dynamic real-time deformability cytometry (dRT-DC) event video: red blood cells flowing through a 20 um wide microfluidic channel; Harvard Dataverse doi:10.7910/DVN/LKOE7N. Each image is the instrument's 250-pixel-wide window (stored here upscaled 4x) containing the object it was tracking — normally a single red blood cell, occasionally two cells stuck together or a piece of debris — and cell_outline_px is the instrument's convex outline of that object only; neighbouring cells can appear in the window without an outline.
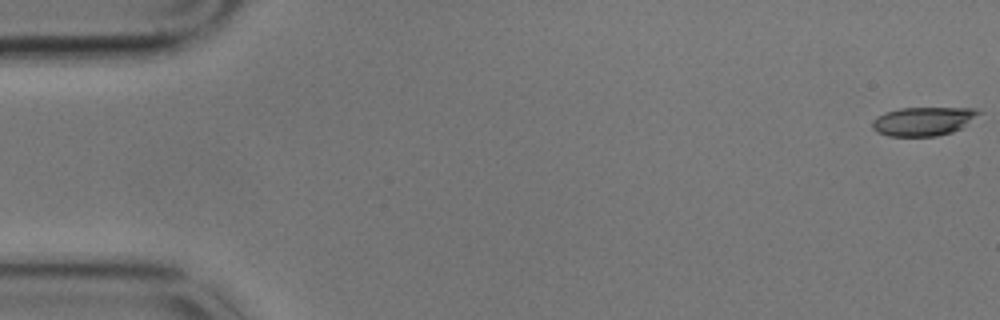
{"species": "common noctule bat (a hibernating species)", "species_latin": "Nyctalus noctula", "temperature_condition": "cold", "stored_images_in_passage": 58, "camera_frame_rate_fps": 3000, "um_per_image_px": 0.085, "animal": {"sex": "male", "body_mass_g": 17.9}, "frame": {"image": 1, "passage_image": 1, "time_ms": 0.0, "image_size_px": [1000, 320], "cell_outline_px": [[984, 112], [960, 128], [952, 132], [936, 136], [888, 136], [876, 132], [872, 128], [872, 120], [876, 116], [884, 112], [900, 108], [976, 108]], "centroid_in_image_um": [78.46, 10.3], "position_along_channel_um": 6.5, "area_um2": 17.98}}
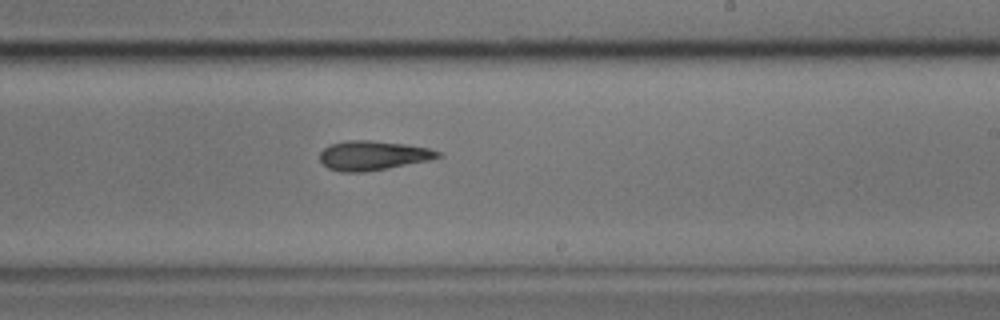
{"frame": {"image": 2, "passage_image": 35, "time_ms": 11.333, "image_size_px": [1000, 320], "cell_outline_px": [[444, 156], [428, 160], [388, 168], [364, 172], [340, 172], [328, 168], [320, 160], [320, 152], [328, 144], [344, 140], [368, 140], [404, 144], [428, 148], [440, 152]], "centroid_in_image_um": [31.66, 13.21], "position_along_channel_um": 257.3, "area_um2": 20.23}}
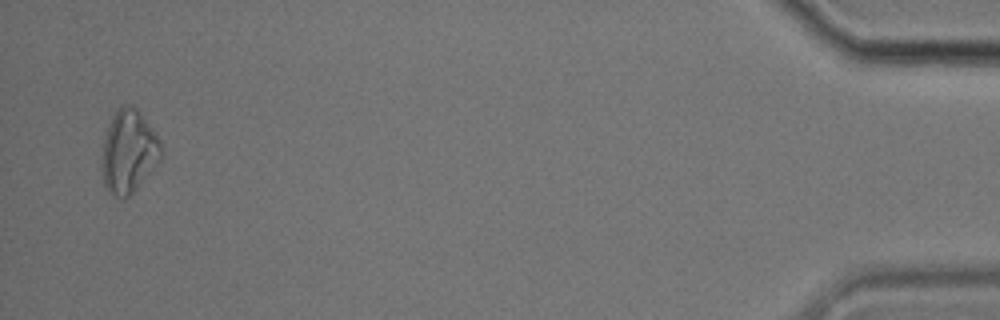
{"frame": {"image": 3, "passage_image": 57, "time_ms": 18.667, "image_size_px": [1000, 320], "cell_outline_px": [[160, 160], [136, 188], [128, 196], [116, 196], [104, 188], [100, 168], [100, 160], [104, 136], [112, 116], [116, 108], [124, 104], [132, 104], [140, 112], [156, 132], [160, 144]], "centroid_in_image_um": [10.88, 12.84], "position_along_channel_um": 424.3, "area_um2": 28.78}, "authors_computed_cell_mechanics": {"area_um2": 20.3456, "velocity_mm_per_s": 3.436, "shape_relaxation_time_tau1_ms": 3.7029, "shape_relaxation_time_tau2_ms": null, "deformation_change_tau1": 0.1274, "deformation_change_tau2": null}}